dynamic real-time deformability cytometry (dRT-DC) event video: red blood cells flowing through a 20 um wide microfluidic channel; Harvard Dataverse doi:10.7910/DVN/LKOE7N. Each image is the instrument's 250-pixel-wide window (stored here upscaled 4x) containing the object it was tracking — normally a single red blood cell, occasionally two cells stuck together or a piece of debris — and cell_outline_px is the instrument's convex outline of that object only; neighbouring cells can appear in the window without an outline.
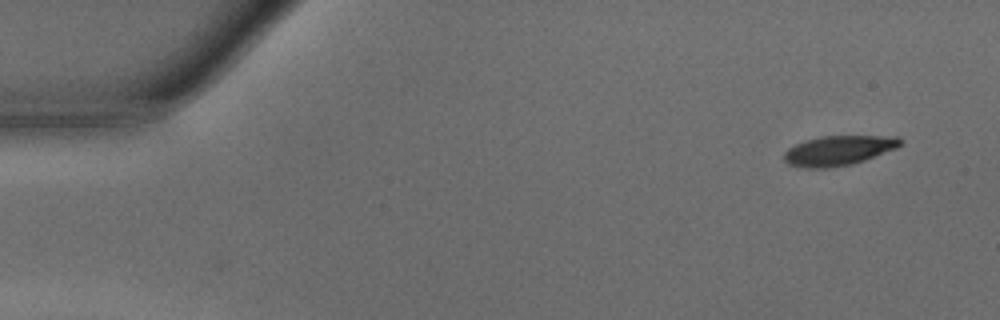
{"species": "common noctule bat (a hibernating species)", "species_latin": "Nyctalus noctula", "temperature_condition": "warm", "stored_images_in_passage": 45, "camera_frame_rate_fps": 3000, "um_per_image_px": 0.085, "animal": {"sex": "male", "body_mass_g": 15.6}, "frame": {"image": 1, "passage_image": 1, "time_ms": 0.0, "image_size_px": [1000, 320], "cell_outline_px": [[904, 140], [896, 148], [864, 160], [852, 164], [828, 168], [804, 168], [788, 164], [784, 160], [784, 152], [788, 148], [796, 144], [820, 136], [900, 136]], "centroid_in_image_um": [71.28, 12.79], "position_along_channel_um": 13.7, "area_um2": 20.11}}
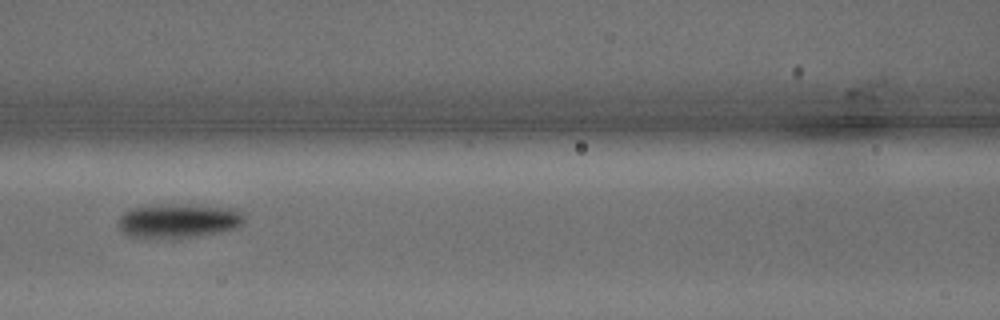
{"frame": {"image": 2, "passage_image": 19, "time_ms": 6.0, "image_size_px": [1000, 320], "cell_outline_px": [[244, 224], [236, 228], [220, 232], [176, 240], [140, 240], [128, 236], [120, 228], [120, 216], [128, 208], [156, 204], [172, 204], [232, 208], [240, 212], [244, 216]], "centroid_in_image_um": [15.1, 18.82], "position_along_channel_um": 151.5, "area_um2": 26.01}}
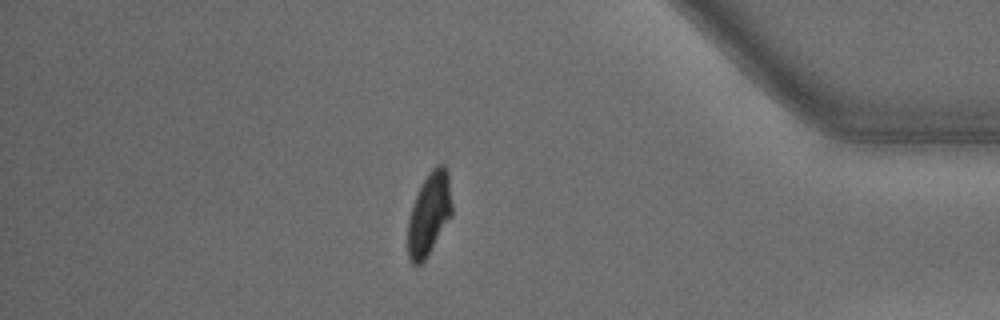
{"frame": {"image": 3, "passage_image": 39, "time_ms": 12.667, "image_size_px": [1000, 320], "cell_outline_px": [[452, 216], [424, 260], [416, 268], [412, 264], [408, 256], [408, 220], [412, 204], [424, 180], [432, 168], [436, 164], [444, 164], [448, 172], [452, 204]], "centroid_in_image_um": [36.48, 18.19], "position_along_channel_um": 398.7, "area_um2": 21.21}, "authors_computed_cell_mechanics": {"area_um2": 22.3108, "velocity_mm_per_s": 4.2217, "shape_relaxation_time_tau1_ms": 1.4059, "shape_relaxation_time_tau2_ms": 1.8715, "deformation_change_tau1": 0.1634, "deformation_change_tau2": 0.0816}}